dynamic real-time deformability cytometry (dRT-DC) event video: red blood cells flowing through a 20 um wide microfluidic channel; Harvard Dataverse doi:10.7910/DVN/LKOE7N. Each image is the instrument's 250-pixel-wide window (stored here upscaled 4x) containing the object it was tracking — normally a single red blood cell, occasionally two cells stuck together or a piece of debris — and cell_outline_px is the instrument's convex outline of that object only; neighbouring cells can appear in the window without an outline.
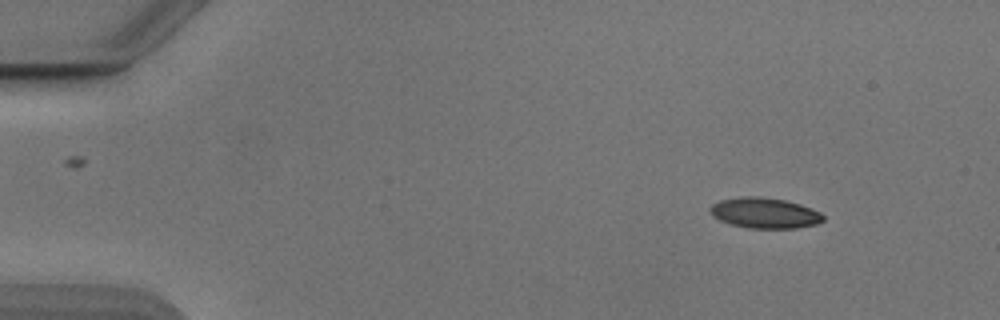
{"species": "Egyptian fruit bat (a non-hibernating species)", "species_latin": "Rousettus aegyptiacus", "temperature_condition": "cold", "stored_images_in_passage": 53, "camera_frame_rate_fps": 3000, "um_per_image_px": 0.085, "animal": {"sex": "male"}, "frame": {"image": 1, "passage_image": 6, "time_ms": 1.667, "image_size_px": [1000, 320], "cell_outline_px": [[824, 220], [816, 224], [796, 228], [748, 228], [732, 224], [720, 220], [712, 216], [708, 208], [712, 204], [720, 200], [740, 196], [756, 196], [784, 200], [800, 204], [812, 208], [820, 212], [824, 216]], "centroid_in_image_um": [64.98, 18.1], "position_along_channel_um": 20.0, "area_um2": 20.17}}
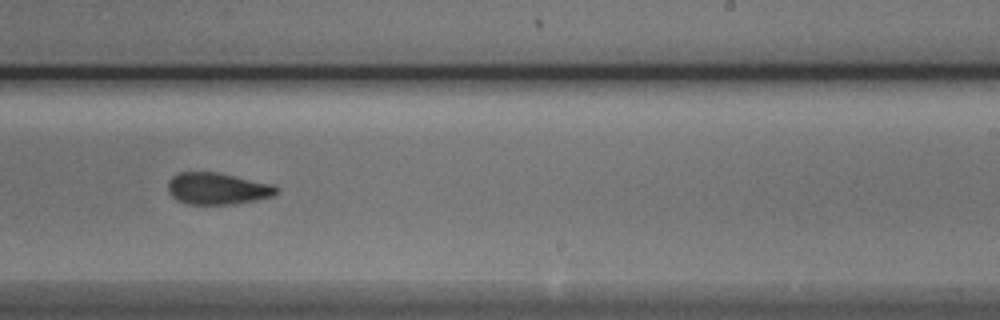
{"frame": {"image": 2, "passage_image": 33, "time_ms": 10.667, "image_size_px": [1000, 320], "cell_outline_px": [[280, 188], [272, 196], [256, 200], [232, 204], [184, 204], [176, 200], [168, 192], [168, 180], [172, 176], [180, 172], [216, 172], [276, 184]], "centroid_in_image_um": [18.48, 16.03], "position_along_channel_um": 270.5, "area_um2": 20.29}}
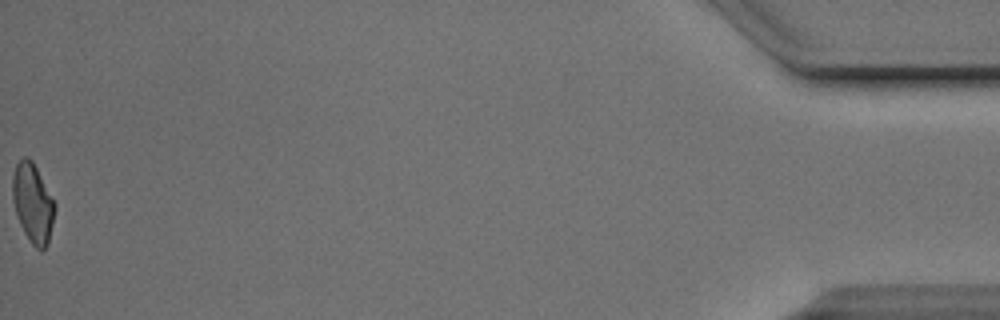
{"frame": {"image": 3, "passage_image": 53, "time_ms": 17.333, "image_size_px": [1000, 320], "cell_outline_px": [[56, 208], [48, 244], [40, 252], [32, 244], [24, 232], [20, 224], [12, 200], [12, 176], [16, 164], [24, 156], [28, 156], [32, 160], [56, 204]], "centroid_in_image_um": [2.79, 17.26], "position_along_channel_um": 432.4, "area_um2": 19.54}, "authors_computed_cell_mechanics": {"area_um2": 20.2878, "velocity_mm_per_s": 3.8947, "shape_relaxation_time_tau1_ms": 4.6876, "shape_relaxation_time_tau2_ms": 3.0377, "deformation_change_tau1": 0.1368, "deformation_change_tau2": 0.0924}}